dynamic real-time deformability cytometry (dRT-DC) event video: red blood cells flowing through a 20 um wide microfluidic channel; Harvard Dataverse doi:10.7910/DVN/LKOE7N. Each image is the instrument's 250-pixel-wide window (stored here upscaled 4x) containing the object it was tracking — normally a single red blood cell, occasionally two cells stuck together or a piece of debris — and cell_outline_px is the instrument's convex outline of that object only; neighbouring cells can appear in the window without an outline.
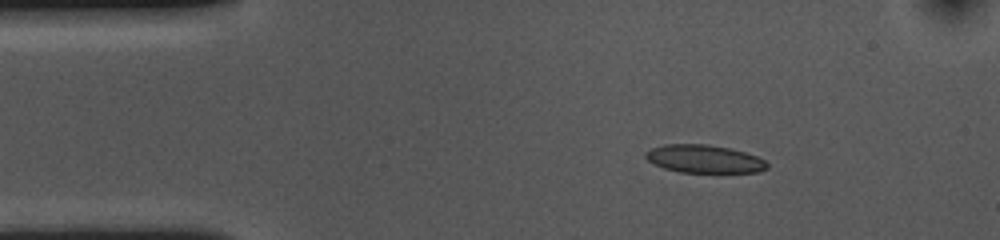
{"species": "common noctule bat (a hibernating species)", "species_latin": "Nyctalus noctula", "temperature_condition": "cold", "stored_images_in_passage": 47, "camera_frame_rate_fps": 3000, "um_per_image_px": 0.085, "animal": {"sex": "female", "body_mass_g": 10.0, "forearm_length_mm": 53.1}, "frame": {"image": 1, "passage_image": 1, "time_ms": 0.0, "image_size_px": [1000, 240], "cell_outline_px": [[768, 168], [756, 172], [680, 172], [664, 168], [652, 164], [644, 156], [644, 152], [652, 148], [664, 144], [708, 144], [728, 148], [744, 152], [756, 156], [764, 160], [768, 164]], "centroid_in_image_um": [59.81, 13.5], "position_along_channel_um": 25.2, "area_um2": 19.77}}
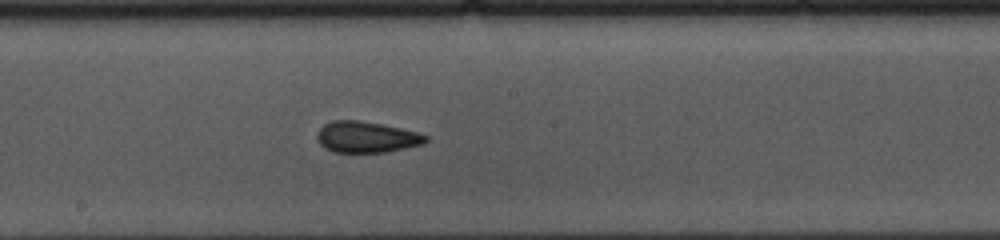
{"frame": {"image": 2, "passage_image": 21, "time_ms": 6.667, "image_size_px": [1000, 240], "cell_outline_px": [[428, 140], [424, 144], [384, 152], [332, 152], [324, 148], [320, 144], [316, 136], [316, 132], [324, 124], [332, 120], [360, 120], [400, 128], [416, 132], [428, 136]], "centroid_in_image_um": [31.11, 11.65], "position_along_channel_um": 217.1, "area_um2": 19.71}}
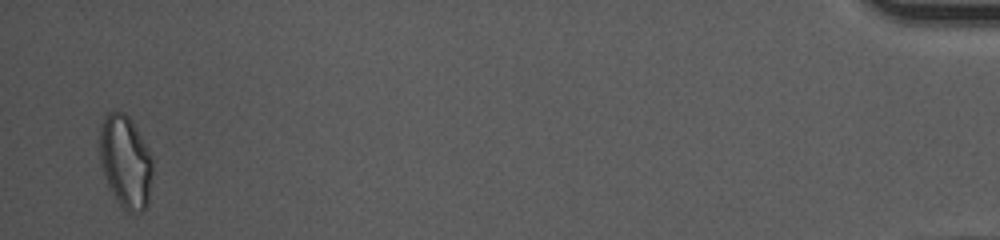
{"frame": {"image": 3, "passage_image": 46, "time_ms": 15.0, "image_size_px": [1000, 240], "cell_outline_px": [[152, 172], [148, 204], [140, 212], [128, 212], [120, 204], [112, 192], [108, 184], [100, 160], [100, 124], [104, 116], [108, 112], [124, 112], [132, 120], [152, 156]], "centroid_in_image_um": [10.67, 13.71], "position_along_channel_um": 424.5, "area_um2": 28.32}, "authors_computed_cell_mechanics": {"area_um2": 20.1144, "velocity_mm_per_s": 3.6041, "shape_relaxation_time_tau1_ms": 4.3486, "shape_relaxation_time_tau2_ms": 1.9504, "deformation_change_tau1": 0.1367, "deformation_change_tau2": 0.0862}}